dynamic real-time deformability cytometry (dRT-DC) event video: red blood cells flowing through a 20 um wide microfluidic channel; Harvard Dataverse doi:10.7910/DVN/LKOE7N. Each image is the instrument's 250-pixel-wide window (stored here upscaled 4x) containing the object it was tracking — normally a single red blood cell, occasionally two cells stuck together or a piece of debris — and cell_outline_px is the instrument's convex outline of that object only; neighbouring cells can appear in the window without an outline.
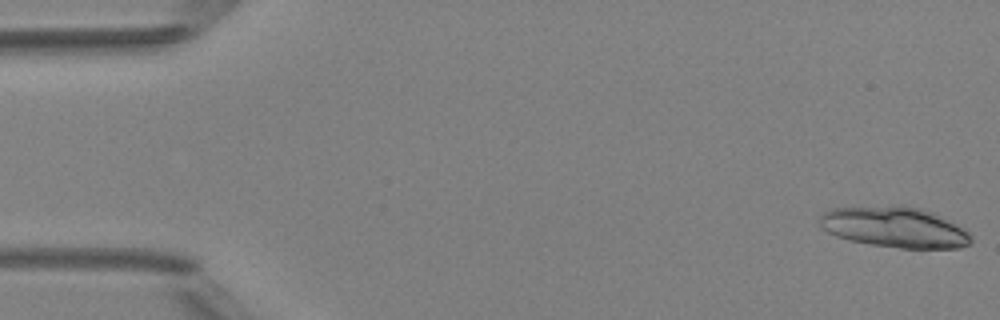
{"species": "Egyptian fruit bat (a non-hibernating species)", "species_latin": "Rousettus aegyptiacus", "temperature_condition": "room temperature", "stored_images_in_passage": 5, "camera_frame_rate_fps": 3000, "um_per_image_px": 0.085, "animal": {"sex": "female"}, "frame": {"image": 1, "passage_image": 1, "time_ms": 0.0, "image_size_px": [1000, 320], "cell_outline_px": [[972, 240], [968, 244], [960, 248], [900, 248], [872, 244], [848, 240], [836, 236], [820, 228], [820, 216], [824, 212], [832, 208], [900, 204], [920, 208], [932, 212], [964, 228], [972, 236]], "centroid_in_image_um": [76.03, 19.29], "position_along_channel_um": 9.0, "area_um2": 36.13}}